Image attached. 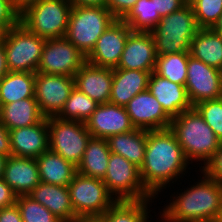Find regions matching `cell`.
Returning <instances> with one entry per match:
<instances>
[{
  "label": "cell",
  "instance_id": "cell-1",
  "mask_svg": "<svg viewBox=\"0 0 222 222\" xmlns=\"http://www.w3.org/2000/svg\"><path fill=\"white\" fill-rule=\"evenodd\" d=\"M190 165L170 128L147 130L145 158L140 167V176L144 187L154 197L159 198V194H163L172 184L181 185L182 178L187 180L188 176L191 177L186 174H191L189 170L196 172L197 168L195 164L192 167Z\"/></svg>",
  "mask_w": 222,
  "mask_h": 222
},
{
  "label": "cell",
  "instance_id": "cell-2",
  "mask_svg": "<svg viewBox=\"0 0 222 222\" xmlns=\"http://www.w3.org/2000/svg\"><path fill=\"white\" fill-rule=\"evenodd\" d=\"M197 170L196 174L199 175L198 179L197 176L195 178L197 181L193 179L194 183L190 181L189 187L177 191L172 185L173 193L171 192L169 200L168 198L165 200L164 208L158 207L160 210L158 212L168 221L215 222L217 220L222 200V184L209 178L201 169Z\"/></svg>",
  "mask_w": 222,
  "mask_h": 222
},
{
  "label": "cell",
  "instance_id": "cell-3",
  "mask_svg": "<svg viewBox=\"0 0 222 222\" xmlns=\"http://www.w3.org/2000/svg\"><path fill=\"white\" fill-rule=\"evenodd\" d=\"M170 129L191 166L195 163L199 169L204 167L222 144L194 107L172 118Z\"/></svg>",
  "mask_w": 222,
  "mask_h": 222
},
{
  "label": "cell",
  "instance_id": "cell-4",
  "mask_svg": "<svg viewBox=\"0 0 222 222\" xmlns=\"http://www.w3.org/2000/svg\"><path fill=\"white\" fill-rule=\"evenodd\" d=\"M199 29L191 4L162 17L150 31L157 56L189 52L191 41Z\"/></svg>",
  "mask_w": 222,
  "mask_h": 222
},
{
  "label": "cell",
  "instance_id": "cell-5",
  "mask_svg": "<svg viewBox=\"0 0 222 222\" xmlns=\"http://www.w3.org/2000/svg\"><path fill=\"white\" fill-rule=\"evenodd\" d=\"M115 20L106 7L72 6L65 38L87 57Z\"/></svg>",
  "mask_w": 222,
  "mask_h": 222
},
{
  "label": "cell",
  "instance_id": "cell-6",
  "mask_svg": "<svg viewBox=\"0 0 222 222\" xmlns=\"http://www.w3.org/2000/svg\"><path fill=\"white\" fill-rule=\"evenodd\" d=\"M71 9L68 0H39L19 16V23L44 39L65 37Z\"/></svg>",
  "mask_w": 222,
  "mask_h": 222
},
{
  "label": "cell",
  "instance_id": "cell-7",
  "mask_svg": "<svg viewBox=\"0 0 222 222\" xmlns=\"http://www.w3.org/2000/svg\"><path fill=\"white\" fill-rule=\"evenodd\" d=\"M46 39L28 31L21 23L8 30L4 50L10 72L36 73Z\"/></svg>",
  "mask_w": 222,
  "mask_h": 222
},
{
  "label": "cell",
  "instance_id": "cell-8",
  "mask_svg": "<svg viewBox=\"0 0 222 222\" xmlns=\"http://www.w3.org/2000/svg\"><path fill=\"white\" fill-rule=\"evenodd\" d=\"M49 150L78 167L92 137L84 122L48 118Z\"/></svg>",
  "mask_w": 222,
  "mask_h": 222
},
{
  "label": "cell",
  "instance_id": "cell-9",
  "mask_svg": "<svg viewBox=\"0 0 222 222\" xmlns=\"http://www.w3.org/2000/svg\"><path fill=\"white\" fill-rule=\"evenodd\" d=\"M103 182L116 201L156 198L144 187L140 169L121 155L110 154Z\"/></svg>",
  "mask_w": 222,
  "mask_h": 222
},
{
  "label": "cell",
  "instance_id": "cell-10",
  "mask_svg": "<svg viewBox=\"0 0 222 222\" xmlns=\"http://www.w3.org/2000/svg\"><path fill=\"white\" fill-rule=\"evenodd\" d=\"M68 190L76 217L101 216L116 202L102 179L78 172L68 184Z\"/></svg>",
  "mask_w": 222,
  "mask_h": 222
},
{
  "label": "cell",
  "instance_id": "cell-11",
  "mask_svg": "<svg viewBox=\"0 0 222 222\" xmlns=\"http://www.w3.org/2000/svg\"><path fill=\"white\" fill-rule=\"evenodd\" d=\"M86 56L65 37L46 39L37 72L74 77Z\"/></svg>",
  "mask_w": 222,
  "mask_h": 222
},
{
  "label": "cell",
  "instance_id": "cell-12",
  "mask_svg": "<svg viewBox=\"0 0 222 222\" xmlns=\"http://www.w3.org/2000/svg\"><path fill=\"white\" fill-rule=\"evenodd\" d=\"M74 87V77L36 72L34 98L42 115L57 117Z\"/></svg>",
  "mask_w": 222,
  "mask_h": 222
},
{
  "label": "cell",
  "instance_id": "cell-13",
  "mask_svg": "<svg viewBox=\"0 0 222 222\" xmlns=\"http://www.w3.org/2000/svg\"><path fill=\"white\" fill-rule=\"evenodd\" d=\"M185 88L193 107L204 101L221 98L222 81L219 69L194 58L189 52Z\"/></svg>",
  "mask_w": 222,
  "mask_h": 222
},
{
  "label": "cell",
  "instance_id": "cell-14",
  "mask_svg": "<svg viewBox=\"0 0 222 222\" xmlns=\"http://www.w3.org/2000/svg\"><path fill=\"white\" fill-rule=\"evenodd\" d=\"M131 31L125 22L116 19L98 38L86 62L97 67L117 68Z\"/></svg>",
  "mask_w": 222,
  "mask_h": 222
},
{
  "label": "cell",
  "instance_id": "cell-15",
  "mask_svg": "<svg viewBox=\"0 0 222 222\" xmlns=\"http://www.w3.org/2000/svg\"><path fill=\"white\" fill-rule=\"evenodd\" d=\"M125 109L135 128L148 131L170 128L172 119L148 89L135 95Z\"/></svg>",
  "mask_w": 222,
  "mask_h": 222
},
{
  "label": "cell",
  "instance_id": "cell-16",
  "mask_svg": "<svg viewBox=\"0 0 222 222\" xmlns=\"http://www.w3.org/2000/svg\"><path fill=\"white\" fill-rule=\"evenodd\" d=\"M85 125L92 137L102 139L135 129L125 107L111 103L99 104Z\"/></svg>",
  "mask_w": 222,
  "mask_h": 222
},
{
  "label": "cell",
  "instance_id": "cell-17",
  "mask_svg": "<svg viewBox=\"0 0 222 222\" xmlns=\"http://www.w3.org/2000/svg\"><path fill=\"white\" fill-rule=\"evenodd\" d=\"M156 48L150 32L131 31L125 43L118 69L154 71Z\"/></svg>",
  "mask_w": 222,
  "mask_h": 222
},
{
  "label": "cell",
  "instance_id": "cell-18",
  "mask_svg": "<svg viewBox=\"0 0 222 222\" xmlns=\"http://www.w3.org/2000/svg\"><path fill=\"white\" fill-rule=\"evenodd\" d=\"M13 156L37 158L49 150L48 118L28 127L9 130Z\"/></svg>",
  "mask_w": 222,
  "mask_h": 222
},
{
  "label": "cell",
  "instance_id": "cell-19",
  "mask_svg": "<svg viewBox=\"0 0 222 222\" xmlns=\"http://www.w3.org/2000/svg\"><path fill=\"white\" fill-rule=\"evenodd\" d=\"M147 89L155 96L171 119L193 107L184 85L171 82L154 71L150 73Z\"/></svg>",
  "mask_w": 222,
  "mask_h": 222
},
{
  "label": "cell",
  "instance_id": "cell-20",
  "mask_svg": "<svg viewBox=\"0 0 222 222\" xmlns=\"http://www.w3.org/2000/svg\"><path fill=\"white\" fill-rule=\"evenodd\" d=\"M75 87L98 104L109 103L113 69L86 62L74 75Z\"/></svg>",
  "mask_w": 222,
  "mask_h": 222
},
{
  "label": "cell",
  "instance_id": "cell-21",
  "mask_svg": "<svg viewBox=\"0 0 222 222\" xmlns=\"http://www.w3.org/2000/svg\"><path fill=\"white\" fill-rule=\"evenodd\" d=\"M17 195H28L40 182L36 158L9 156L2 178Z\"/></svg>",
  "mask_w": 222,
  "mask_h": 222
},
{
  "label": "cell",
  "instance_id": "cell-22",
  "mask_svg": "<svg viewBox=\"0 0 222 222\" xmlns=\"http://www.w3.org/2000/svg\"><path fill=\"white\" fill-rule=\"evenodd\" d=\"M28 195L63 222H72L76 218L68 186L40 182Z\"/></svg>",
  "mask_w": 222,
  "mask_h": 222
},
{
  "label": "cell",
  "instance_id": "cell-23",
  "mask_svg": "<svg viewBox=\"0 0 222 222\" xmlns=\"http://www.w3.org/2000/svg\"><path fill=\"white\" fill-rule=\"evenodd\" d=\"M149 76V71L114 68L109 103L125 107L135 95L147 90Z\"/></svg>",
  "mask_w": 222,
  "mask_h": 222
},
{
  "label": "cell",
  "instance_id": "cell-24",
  "mask_svg": "<svg viewBox=\"0 0 222 222\" xmlns=\"http://www.w3.org/2000/svg\"><path fill=\"white\" fill-rule=\"evenodd\" d=\"M44 118L34 97L0 105V122L8 130L32 126Z\"/></svg>",
  "mask_w": 222,
  "mask_h": 222
},
{
  "label": "cell",
  "instance_id": "cell-25",
  "mask_svg": "<svg viewBox=\"0 0 222 222\" xmlns=\"http://www.w3.org/2000/svg\"><path fill=\"white\" fill-rule=\"evenodd\" d=\"M111 153L121 155L139 169L143 165L147 143V130H134L110 136L107 139Z\"/></svg>",
  "mask_w": 222,
  "mask_h": 222
},
{
  "label": "cell",
  "instance_id": "cell-26",
  "mask_svg": "<svg viewBox=\"0 0 222 222\" xmlns=\"http://www.w3.org/2000/svg\"><path fill=\"white\" fill-rule=\"evenodd\" d=\"M40 180L46 184L68 186L77 173V167L51 150L36 158Z\"/></svg>",
  "mask_w": 222,
  "mask_h": 222
},
{
  "label": "cell",
  "instance_id": "cell-27",
  "mask_svg": "<svg viewBox=\"0 0 222 222\" xmlns=\"http://www.w3.org/2000/svg\"><path fill=\"white\" fill-rule=\"evenodd\" d=\"M155 199L157 198L116 201L100 217L104 222H150L153 218L150 212L156 214L155 208L154 212L152 209Z\"/></svg>",
  "mask_w": 222,
  "mask_h": 222
},
{
  "label": "cell",
  "instance_id": "cell-28",
  "mask_svg": "<svg viewBox=\"0 0 222 222\" xmlns=\"http://www.w3.org/2000/svg\"><path fill=\"white\" fill-rule=\"evenodd\" d=\"M190 55L205 64L220 69L222 66V35L212 28H200L190 45Z\"/></svg>",
  "mask_w": 222,
  "mask_h": 222
},
{
  "label": "cell",
  "instance_id": "cell-29",
  "mask_svg": "<svg viewBox=\"0 0 222 222\" xmlns=\"http://www.w3.org/2000/svg\"><path fill=\"white\" fill-rule=\"evenodd\" d=\"M107 139L91 137L77 172L87 177L104 179L110 157Z\"/></svg>",
  "mask_w": 222,
  "mask_h": 222
},
{
  "label": "cell",
  "instance_id": "cell-30",
  "mask_svg": "<svg viewBox=\"0 0 222 222\" xmlns=\"http://www.w3.org/2000/svg\"><path fill=\"white\" fill-rule=\"evenodd\" d=\"M35 73L8 72L0 80V105L34 97Z\"/></svg>",
  "mask_w": 222,
  "mask_h": 222
},
{
  "label": "cell",
  "instance_id": "cell-31",
  "mask_svg": "<svg viewBox=\"0 0 222 222\" xmlns=\"http://www.w3.org/2000/svg\"><path fill=\"white\" fill-rule=\"evenodd\" d=\"M155 11L154 0H137L131 10L121 19L132 31L150 32L161 20Z\"/></svg>",
  "mask_w": 222,
  "mask_h": 222
},
{
  "label": "cell",
  "instance_id": "cell-32",
  "mask_svg": "<svg viewBox=\"0 0 222 222\" xmlns=\"http://www.w3.org/2000/svg\"><path fill=\"white\" fill-rule=\"evenodd\" d=\"M188 58L189 52L159 55L154 72L171 82L185 86Z\"/></svg>",
  "mask_w": 222,
  "mask_h": 222
},
{
  "label": "cell",
  "instance_id": "cell-33",
  "mask_svg": "<svg viewBox=\"0 0 222 222\" xmlns=\"http://www.w3.org/2000/svg\"><path fill=\"white\" fill-rule=\"evenodd\" d=\"M98 105L96 101L74 87L66 100L64 108L57 117L62 120L81 121L85 123Z\"/></svg>",
  "mask_w": 222,
  "mask_h": 222
},
{
  "label": "cell",
  "instance_id": "cell-34",
  "mask_svg": "<svg viewBox=\"0 0 222 222\" xmlns=\"http://www.w3.org/2000/svg\"><path fill=\"white\" fill-rule=\"evenodd\" d=\"M23 222H63L29 195L16 198Z\"/></svg>",
  "mask_w": 222,
  "mask_h": 222
},
{
  "label": "cell",
  "instance_id": "cell-35",
  "mask_svg": "<svg viewBox=\"0 0 222 222\" xmlns=\"http://www.w3.org/2000/svg\"><path fill=\"white\" fill-rule=\"evenodd\" d=\"M191 6L199 28H213L222 14V0H194Z\"/></svg>",
  "mask_w": 222,
  "mask_h": 222
},
{
  "label": "cell",
  "instance_id": "cell-36",
  "mask_svg": "<svg viewBox=\"0 0 222 222\" xmlns=\"http://www.w3.org/2000/svg\"><path fill=\"white\" fill-rule=\"evenodd\" d=\"M194 108L222 142V97L201 102Z\"/></svg>",
  "mask_w": 222,
  "mask_h": 222
},
{
  "label": "cell",
  "instance_id": "cell-37",
  "mask_svg": "<svg viewBox=\"0 0 222 222\" xmlns=\"http://www.w3.org/2000/svg\"><path fill=\"white\" fill-rule=\"evenodd\" d=\"M209 178L222 184V144L212 158L201 169Z\"/></svg>",
  "mask_w": 222,
  "mask_h": 222
},
{
  "label": "cell",
  "instance_id": "cell-38",
  "mask_svg": "<svg viewBox=\"0 0 222 222\" xmlns=\"http://www.w3.org/2000/svg\"><path fill=\"white\" fill-rule=\"evenodd\" d=\"M137 0H106V8L112 15L121 20L136 4Z\"/></svg>",
  "mask_w": 222,
  "mask_h": 222
},
{
  "label": "cell",
  "instance_id": "cell-39",
  "mask_svg": "<svg viewBox=\"0 0 222 222\" xmlns=\"http://www.w3.org/2000/svg\"><path fill=\"white\" fill-rule=\"evenodd\" d=\"M183 0H154L155 11L161 17L167 16L185 6Z\"/></svg>",
  "mask_w": 222,
  "mask_h": 222
},
{
  "label": "cell",
  "instance_id": "cell-40",
  "mask_svg": "<svg viewBox=\"0 0 222 222\" xmlns=\"http://www.w3.org/2000/svg\"><path fill=\"white\" fill-rule=\"evenodd\" d=\"M0 23L1 24L19 23V15L11 7L8 0H0Z\"/></svg>",
  "mask_w": 222,
  "mask_h": 222
},
{
  "label": "cell",
  "instance_id": "cell-41",
  "mask_svg": "<svg viewBox=\"0 0 222 222\" xmlns=\"http://www.w3.org/2000/svg\"><path fill=\"white\" fill-rule=\"evenodd\" d=\"M16 198L17 195L11 187L3 179H0V208L14 205Z\"/></svg>",
  "mask_w": 222,
  "mask_h": 222
},
{
  "label": "cell",
  "instance_id": "cell-42",
  "mask_svg": "<svg viewBox=\"0 0 222 222\" xmlns=\"http://www.w3.org/2000/svg\"><path fill=\"white\" fill-rule=\"evenodd\" d=\"M0 222H23L17 204L0 208Z\"/></svg>",
  "mask_w": 222,
  "mask_h": 222
},
{
  "label": "cell",
  "instance_id": "cell-43",
  "mask_svg": "<svg viewBox=\"0 0 222 222\" xmlns=\"http://www.w3.org/2000/svg\"><path fill=\"white\" fill-rule=\"evenodd\" d=\"M0 154L11 156L10 134L9 130L0 122Z\"/></svg>",
  "mask_w": 222,
  "mask_h": 222
},
{
  "label": "cell",
  "instance_id": "cell-44",
  "mask_svg": "<svg viewBox=\"0 0 222 222\" xmlns=\"http://www.w3.org/2000/svg\"><path fill=\"white\" fill-rule=\"evenodd\" d=\"M11 7L18 13L20 16L26 9L31 5L35 4L39 0H8Z\"/></svg>",
  "mask_w": 222,
  "mask_h": 222
},
{
  "label": "cell",
  "instance_id": "cell-45",
  "mask_svg": "<svg viewBox=\"0 0 222 222\" xmlns=\"http://www.w3.org/2000/svg\"><path fill=\"white\" fill-rule=\"evenodd\" d=\"M72 6L106 7V0H68Z\"/></svg>",
  "mask_w": 222,
  "mask_h": 222
},
{
  "label": "cell",
  "instance_id": "cell-46",
  "mask_svg": "<svg viewBox=\"0 0 222 222\" xmlns=\"http://www.w3.org/2000/svg\"><path fill=\"white\" fill-rule=\"evenodd\" d=\"M9 72L6 54L4 50V43H0V80Z\"/></svg>",
  "mask_w": 222,
  "mask_h": 222
},
{
  "label": "cell",
  "instance_id": "cell-47",
  "mask_svg": "<svg viewBox=\"0 0 222 222\" xmlns=\"http://www.w3.org/2000/svg\"><path fill=\"white\" fill-rule=\"evenodd\" d=\"M72 222H104L100 216L76 217Z\"/></svg>",
  "mask_w": 222,
  "mask_h": 222
},
{
  "label": "cell",
  "instance_id": "cell-48",
  "mask_svg": "<svg viewBox=\"0 0 222 222\" xmlns=\"http://www.w3.org/2000/svg\"><path fill=\"white\" fill-rule=\"evenodd\" d=\"M17 24H1L0 23V43L5 42V38L7 35V32L10 28L15 27Z\"/></svg>",
  "mask_w": 222,
  "mask_h": 222
},
{
  "label": "cell",
  "instance_id": "cell-49",
  "mask_svg": "<svg viewBox=\"0 0 222 222\" xmlns=\"http://www.w3.org/2000/svg\"><path fill=\"white\" fill-rule=\"evenodd\" d=\"M6 160H7V156L0 154V179L3 178V172H4Z\"/></svg>",
  "mask_w": 222,
  "mask_h": 222
},
{
  "label": "cell",
  "instance_id": "cell-50",
  "mask_svg": "<svg viewBox=\"0 0 222 222\" xmlns=\"http://www.w3.org/2000/svg\"><path fill=\"white\" fill-rule=\"evenodd\" d=\"M216 33L221 34L222 35V14L219 17L218 22L213 26L212 28Z\"/></svg>",
  "mask_w": 222,
  "mask_h": 222
},
{
  "label": "cell",
  "instance_id": "cell-51",
  "mask_svg": "<svg viewBox=\"0 0 222 222\" xmlns=\"http://www.w3.org/2000/svg\"><path fill=\"white\" fill-rule=\"evenodd\" d=\"M154 217H156V219L154 218V220L156 221V222H170V221H168L162 214H160L159 212H158V215L156 216L155 214H154ZM158 217V218H157ZM152 221V218H151V220H150V222Z\"/></svg>",
  "mask_w": 222,
  "mask_h": 222
},
{
  "label": "cell",
  "instance_id": "cell-52",
  "mask_svg": "<svg viewBox=\"0 0 222 222\" xmlns=\"http://www.w3.org/2000/svg\"><path fill=\"white\" fill-rule=\"evenodd\" d=\"M215 222H222V200H221L220 212Z\"/></svg>",
  "mask_w": 222,
  "mask_h": 222
},
{
  "label": "cell",
  "instance_id": "cell-53",
  "mask_svg": "<svg viewBox=\"0 0 222 222\" xmlns=\"http://www.w3.org/2000/svg\"><path fill=\"white\" fill-rule=\"evenodd\" d=\"M186 4H191L194 0H183Z\"/></svg>",
  "mask_w": 222,
  "mask_h": 222
},
{
  "label": "cell",
  "instance_id": "cell-54",
  "mask_svg": "<svg viewBox=\"0 0 222 222\" xmlns=\"http://www.w3.org/2000/svg\"><path fill=\"white\" fill-rule=\"evenodd\" d=\"M219 71H220V76H221V81H222V66H221V68L219 69Z\"/></svg>",
  "mask_w": 222,
  "mask_h": 222
}]
</instances>
